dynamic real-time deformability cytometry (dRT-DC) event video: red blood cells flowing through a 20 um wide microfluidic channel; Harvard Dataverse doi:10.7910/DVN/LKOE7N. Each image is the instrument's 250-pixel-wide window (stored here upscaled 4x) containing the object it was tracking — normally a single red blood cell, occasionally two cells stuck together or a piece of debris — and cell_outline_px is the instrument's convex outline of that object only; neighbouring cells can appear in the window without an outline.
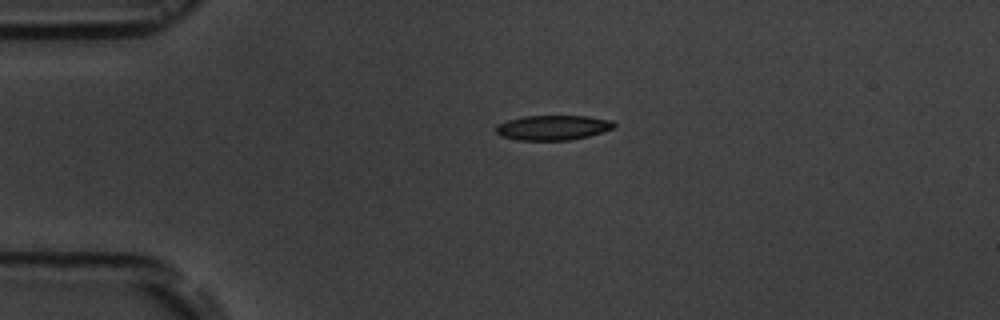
{"species": "common noctule bat (a hibernating species)", "species_latin": "Nyctalus noctula", "temperature_condition": "room temperature", "stored_images_in_passage": 2, "camera_frame_rate_fps": 3000, "um_per_image_px": 0.085, "animal": {"sex": "male", "body_mass_g": 19.5, "forearm_length_mm": 54.6}, "frame": {"image": 1, "passage_image": 1, "time_ms": 0.0, "image_size_px": [1000, 320], "cell_outline_px": [[616, 124], [612, 128], [588, 136], [568, 140], [516, 140], [500, 136], [496, 132], [496, 124], [508, 120], [524, 116], [588, 116], [612, 120]], "centroid_in_image_um": [46.95, 10.84], "position_along_channel_um": 38.0, "area_um2": 17.05}}